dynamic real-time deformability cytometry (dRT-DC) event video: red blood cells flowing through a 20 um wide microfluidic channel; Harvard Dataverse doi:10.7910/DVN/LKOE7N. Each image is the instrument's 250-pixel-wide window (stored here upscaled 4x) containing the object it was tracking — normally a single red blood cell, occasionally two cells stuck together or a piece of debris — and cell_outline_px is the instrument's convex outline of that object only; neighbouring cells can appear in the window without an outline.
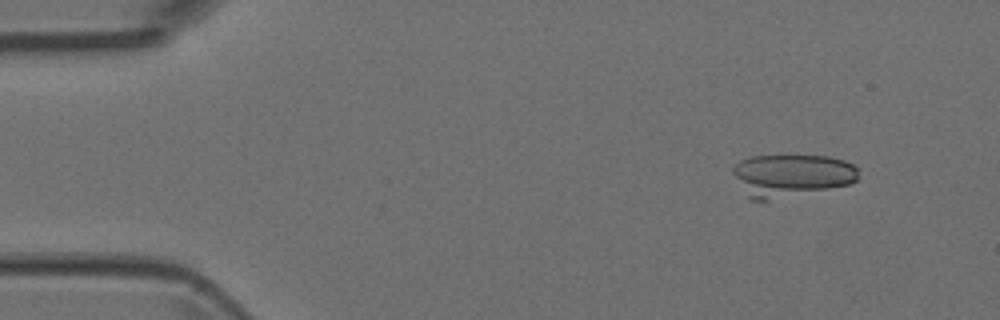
{"species": "Egyptian fruit bat (a non-hibernating species)", "species_latin": "Rousettus aegyptiacus", "temperature_condition": "room temperature", "stored_images_in_passage": 4, "camera_frame_rate_fps": 3000, "um_per_image_px": 0.085, "animal": {"sex": "female"}, "frame": {"image": 1, "passage_image": 2, "time_ms": 0.333, "image_size_px": [1000, 320], "cell_outline_px": [[856, 180], [848, 184], [768, 200], [752, 200], [748, 196], [732, 172], [732, 168], [740, 160], [752, 156], [828, 156], [844, 160], [852, 164], [856, 168]], "centroid_in_image_um": [67.23, 14.89], "position_along_channel_um": 17.8, "area_um2": 30.35}}
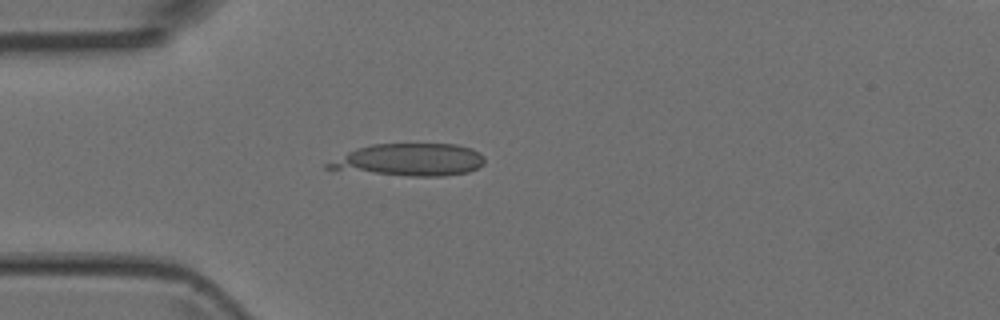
{"frame": {"image": 2, "passage_image": 4, "time_ms": 1.0, "image_size_px": [1000, 320], "cell_outline_px": [[484, 164], [468, 172], [444, 176], [408, 176], [324, 168], [324, 164], [356, 148], [372, 144], [456, 144], [472, 148], [484, 156]], "centroid_in_image_um": [34.83, 13.58], "position_along_channel_um": 50.2, "area_um2": 29.36}}